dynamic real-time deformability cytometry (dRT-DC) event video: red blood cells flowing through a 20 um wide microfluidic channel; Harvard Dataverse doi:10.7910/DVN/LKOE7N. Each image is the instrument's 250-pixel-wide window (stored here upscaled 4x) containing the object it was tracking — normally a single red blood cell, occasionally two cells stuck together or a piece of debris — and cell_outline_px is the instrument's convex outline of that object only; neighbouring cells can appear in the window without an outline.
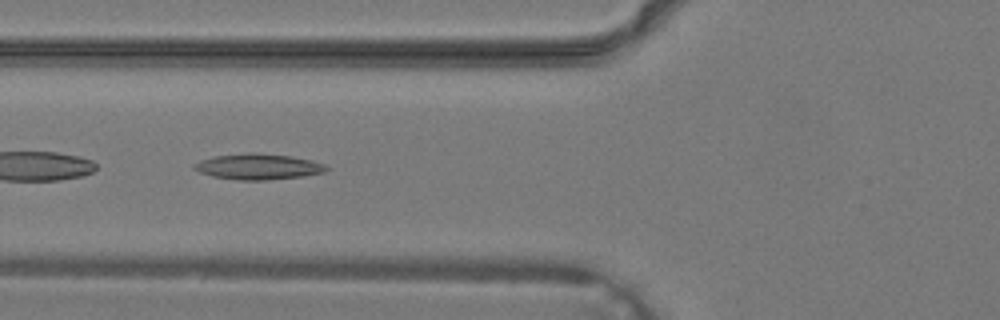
{"species": "common noctule bat (a hibernating species)", "species_latin": "Nyctalus noctula", "temperature_condition": "warm", "stored_images_in_passage": 24, "camera_frame_rate_fps": 3000, "um_per_image_px": 0.085, "animal": {"sex": "male", "body_mass_g": 19.2, "forearm_length_mm": 51.8}, "frame": {"image": 1, "passage_image": 7, "time_ms": 2.0, "image_size_px": [1000, 320], "cell_outline_px": [[328, 168], [324, 172], [304, 176], [264, 180], [236, 180], [212, 176], [200, 172], [192, 168], [192, 164], [200, 160], [216, 156], [288, 156], [312, 160], [324, 164]], "centroid_in_image_um": [21.94, 14.22], "position_along_channel_um": 103.9, "area_um2": 18.67}}
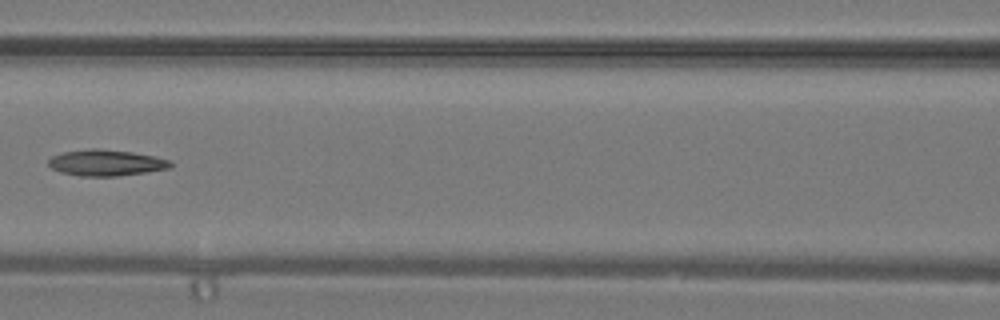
{"frame": {"image": 2, "passage_image": 10, "time_ms": 3.0, "image_size_px": [1000, 320], "cell_outline_px": [[172, 168], [148, 172], [116, 176], [80, 176], [60, 172], [52, 168], [48, 164], [48, 160], [52, 156], [64, 152], [92, 148], [100, 148], [132, 152], [152, 156], [168, 160], [172, 164]], "centroid_in_image_um": [9.01, 13.84], "position_along_channel_um": 157.6, "area_um2": 18.55}}
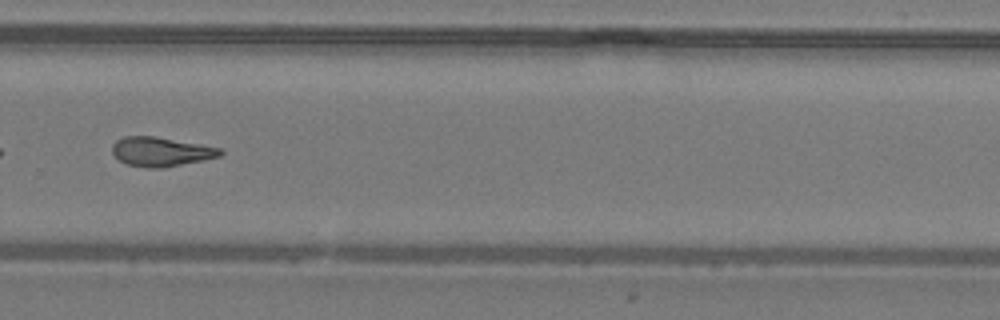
{"frame": {"image": 3, "passage_image": 19, "time_ms": 6.0, "image_size_px": [1000, 320], "cell_outline_px": [[224, 152], [220, 156], [204, 160], [160, 168], [148, 168], [128, 164], [120, 160], [112, 152], [112, 144], [116, 140], [124, 136], [156, 136], [224, 148]], "centroid_in_image_um": [13.72, 12.88], "position_along_channel_um": 316.1, "area_um2": 18.5}}